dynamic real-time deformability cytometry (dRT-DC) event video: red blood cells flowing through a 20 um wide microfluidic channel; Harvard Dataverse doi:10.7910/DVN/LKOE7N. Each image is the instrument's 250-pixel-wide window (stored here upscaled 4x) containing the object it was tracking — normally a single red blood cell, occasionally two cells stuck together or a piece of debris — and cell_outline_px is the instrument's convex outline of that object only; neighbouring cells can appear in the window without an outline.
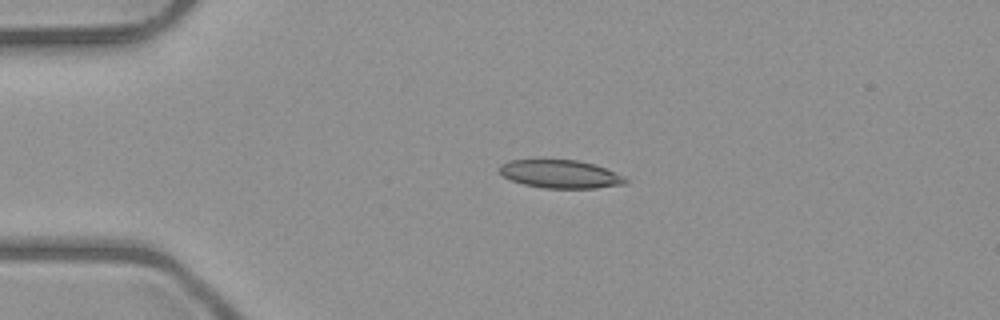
{"species": "common noctule bat (a hibernating species)", "species_latin": "Nyctalus noctula", "temperature_condition": "room temperature", "stored_images_in_passage": 5, "camera_frame_rate_fps": 3000, "um_per_image_px": 0.085, "animal": {"sex": "male", "body_mass_g": 23.1, "forearm_length_mm": 52.7}, "frame": {"image": 1, "passage_image": 4, "time_ms": 3.333, "image_size_px": [1000, 320], "cell_outline_px": [[628, 184], [596, 188], [544, 188], [524, 184], [512, 180], [504, 176], [500, 172], [500, 164], [508, 160], [576, 160], [592, 164], [604, 168], [624, 176], [628, 180]], "centroid_in_image_um": [47.65, 14.8], "position_along_channel_um": 37.4, "area_um2": 20.52}}